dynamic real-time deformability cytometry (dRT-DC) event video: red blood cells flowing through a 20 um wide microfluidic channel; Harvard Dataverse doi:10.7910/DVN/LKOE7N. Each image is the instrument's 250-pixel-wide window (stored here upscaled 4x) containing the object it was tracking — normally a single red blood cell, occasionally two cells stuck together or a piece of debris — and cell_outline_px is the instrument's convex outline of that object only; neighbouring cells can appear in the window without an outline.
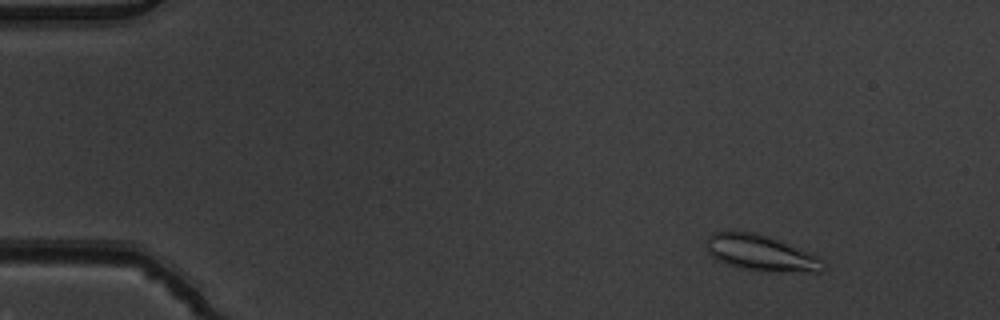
{"species": "common noctule bat (a hibernating species)", "species_latin": "Nyctalus noctula", "temperature_condition": "warm", "stored_images_in_passage": 6, "camera_frame_rate_fps": 3000, "um_per_image_px": 0.085, "animal": {"sex": "male", "body_mass_g": 19.5, "forearm_length_mm": 54.6}, "frame": {"image": 1, "passage_image": 2, "time_ms": 0.333, "image_size_px": [1000, 320], "cell_outline_px": [[824, 268], [820, 272], [780, 272], [740, 268], [728, 264], [712, 256], [708, 252], [704, 244], [704, 240], [712, 232], [756, 232], [780, 240], [820, 256], [824, 264]], "centroid_in_image_um": [64.69, 21.5], "position_along_channel_um": 20.3, "area_um2": 24.57}}
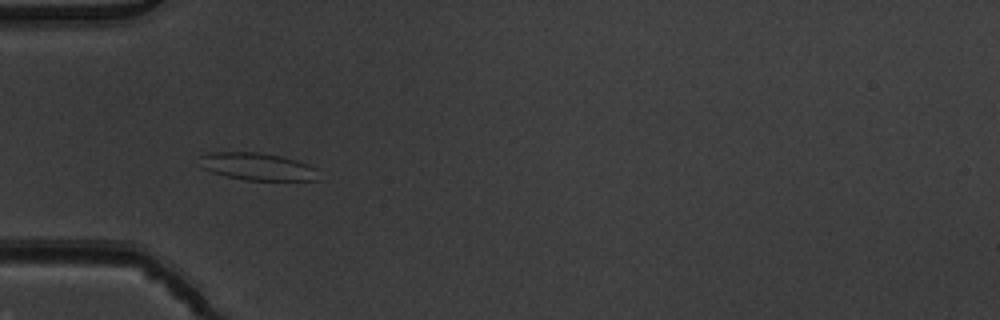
{"frame": {"image": 2, "passage_image": 5, "time_ms": 1.333, "image_size_px": [1000, 320], "cell_outline_px": [[316, 180], [248, 180], [228, 176], [212, 172], [200, 168], [200, 156], [212, 152], [256, 152], [280, 156], [296, 160], [308, 164], [316, 168]], "centroid_in_image_um": [21.84, 14.15], "position_along_channel_um": 63.2, "area_um2": 18.73}}
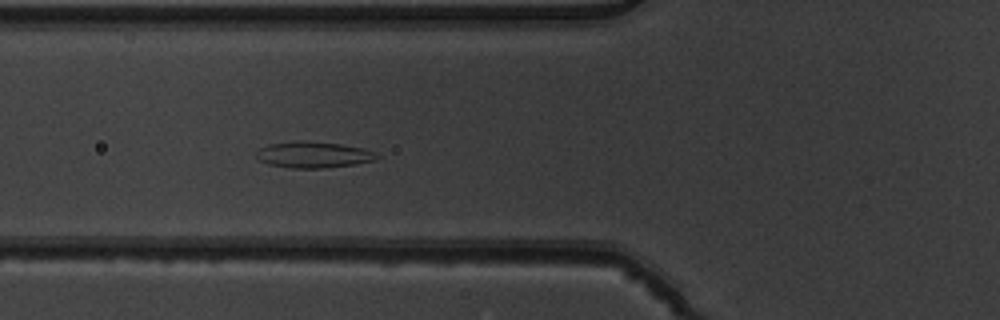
{"frame": {"image": 3, "passage_image": 6, "time_ms": 1.667, "image_size_px": [1000, 320], "cell_outline_px": [[380, 156], [372, 160], [356, 164], [324, 168], [292, 168], [268, 164], [260, 160], [256, 156], [256, 152], [260, 148], [268, 144], [300, 140], [340, 144], [364, 148], [376, 152]], "centroid_in_image_um": [26.64, 13.15], "position_along_channel_um": 99.2, "area_um2": 18.38}}